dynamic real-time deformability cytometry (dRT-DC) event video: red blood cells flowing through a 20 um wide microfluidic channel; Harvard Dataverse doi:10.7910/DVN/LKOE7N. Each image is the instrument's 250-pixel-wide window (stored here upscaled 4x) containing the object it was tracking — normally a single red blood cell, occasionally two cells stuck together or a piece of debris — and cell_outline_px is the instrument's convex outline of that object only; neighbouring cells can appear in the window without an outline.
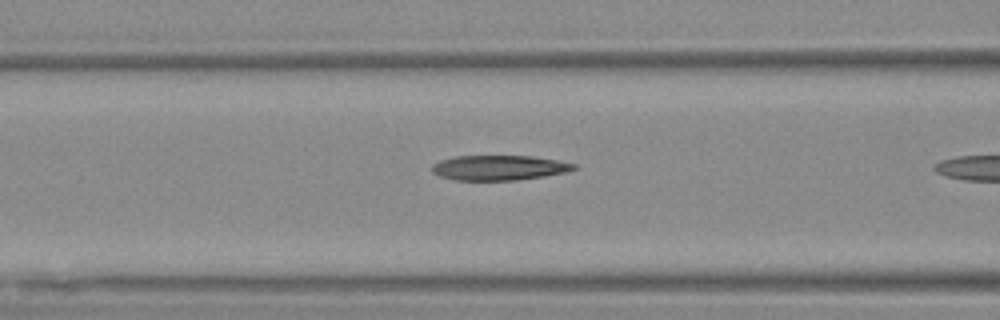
{"species": "Egyptian fruit bat (a non-hibernating species)", "species_latin": "Rousettus aegyptiacus", "temperature_condition": "warm", "stored_images_in_passage": 4, "camera_frame_rate_fps": 3000, "um_per_image_px": 0.085, "animal": {"sex": "female"}, "frame": {"image": 1, "passage_image": 3, "time_ms": 0.667, "image_size_px": [1000, 320], "cell_outline_px": [[580, 168], [564, 172], [544, 176], [516, 180], [456, 180], [440, 176], [432, 172], [432, 164], [440, 160], [456, 156], [532, 156], [556, 160], [576, 164]], "centroid_in_image_um": [42.42, 14.25], "position_along_channel_um": 124.2, "area_um2": 20.58}}